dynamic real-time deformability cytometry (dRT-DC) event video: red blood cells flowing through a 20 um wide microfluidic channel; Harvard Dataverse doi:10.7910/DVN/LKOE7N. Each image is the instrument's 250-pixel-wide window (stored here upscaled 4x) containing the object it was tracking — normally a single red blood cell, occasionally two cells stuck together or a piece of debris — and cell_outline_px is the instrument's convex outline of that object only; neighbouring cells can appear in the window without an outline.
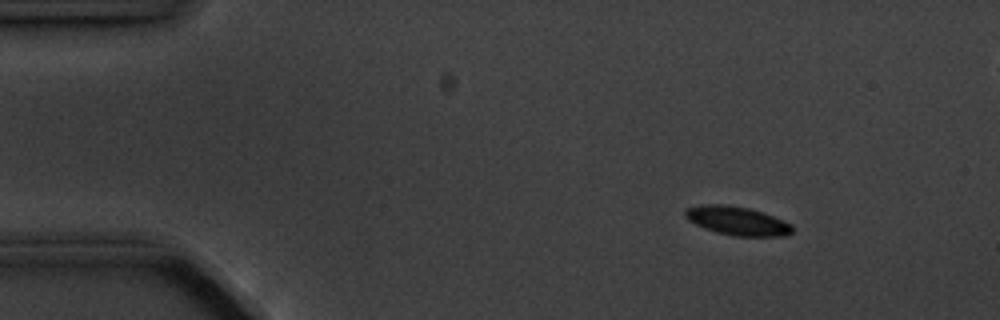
{"species": "common noctule bat (a hibernating species)", "species_latin": "Nyctalus noctula", "temperature_condition": "cold", "stored_images_in_passage": 16, "segment_of_instrument_passage": [1, 2], "camera_frame_rate_fps": 3000, "um_per_image_px": 0.085, "animal": {"sex": "male", "body_mass_g": 20.1, "forearm_length_mm": 53.5}, "frame": {"image": 1, "passage_image": 3, "time_ms": 2.333, "image_size_px": [1000, 320], "cell_outline_px": [[792, 232], [788, 236], [736, 236], [716, 232], [704, 228], [688, 220], [684, 216], [684, 212], [688, 208], [700, 204], [724, 204], [748, 208], [784, 220], [792, 224]], "centroid_in_image_um": [62.66, 18.77], "position_along_channel_um": 22.3, "area_um2": 17.86}}
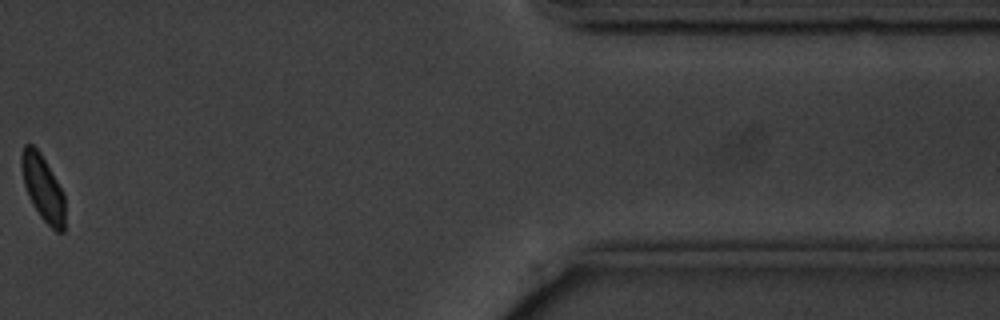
{"frame": {"image": 2, "passage_image": 14, "time_ms": 16.667, "image_size_px": [1000, 320], "cell_outline_px": [[64, 232], [56, 232], [40, 216], [32, 204], [28, 196], [24, 184], [20, 164], [20, 156], [24, 144], [32, 144], [40, 152], [64, 192]], "centroid_in_image_um": [3.63, 15.95], "position_along_channel_um": 407.8, "area_um2": 16.7}}